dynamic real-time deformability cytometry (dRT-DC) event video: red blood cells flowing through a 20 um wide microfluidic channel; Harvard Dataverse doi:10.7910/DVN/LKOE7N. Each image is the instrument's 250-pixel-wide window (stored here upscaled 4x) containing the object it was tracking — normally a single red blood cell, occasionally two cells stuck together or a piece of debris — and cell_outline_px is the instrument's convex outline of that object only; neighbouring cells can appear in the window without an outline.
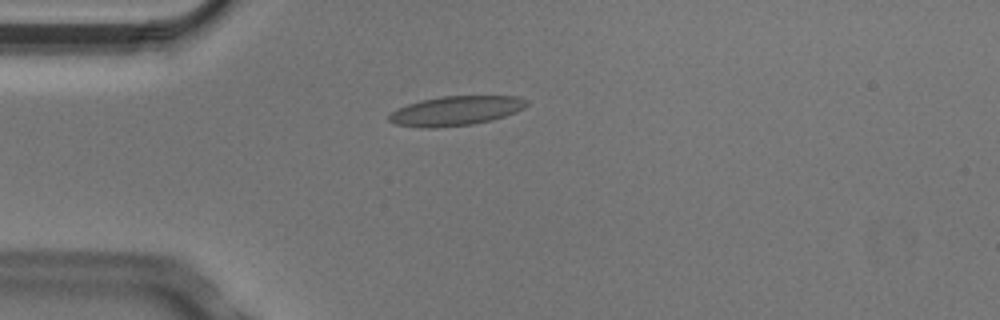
{"species": "Egyptian fruit bat (a non-hibernating species)", "species_latin": "Rousettus aegyptiacus", "temperature_condition": "cold", "stored_images_in_passage": 1, "camera_frame_rate_fps": 3000, "um_per_image_px": 0.085, "animal": {"sex": "male"}, "frame": {"image": 1, "passage_image": 1, "time_ms": 0.0, "image_size_px": [1000, 320], "cell_outline_px": [[528, 104], [524, 108], [516, 112], [492, 120], [472, 124], [432, 128], [420, 128], [396, 124], [388, 120], [388, 116], [396, 108], [420, 100], [440, 96], [516, 96], [528, 100]], "centroid_in_image_um": [38.73, 9.41], "position_along_channel_um": 46.3, "area_um2": 23.7}}